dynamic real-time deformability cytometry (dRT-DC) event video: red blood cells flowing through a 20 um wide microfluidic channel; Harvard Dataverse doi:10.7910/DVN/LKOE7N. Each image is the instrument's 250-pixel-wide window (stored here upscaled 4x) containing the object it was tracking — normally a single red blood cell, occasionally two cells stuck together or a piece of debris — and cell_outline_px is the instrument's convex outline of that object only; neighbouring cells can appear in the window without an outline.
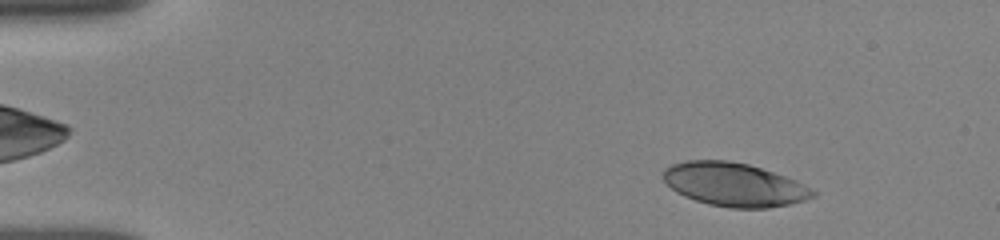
{"species": "human", "species_latin": "Homo sapiens", "temperature_condition": "room temperature", "stored_images_in_passage": 60, "camera_frame_rate_fps": 3000, "um_per_image_px": 0.085, "donor": {"sex": "female"}, "frame": {"image": 1, "passage_image": 9, "time_ms": 1.667, "image_size_px": [1000, 240], "cell_outline_px": [[816, 196], [804, 200], [788, 204], [768, 208], [732, 208], [708, 204], [684, 196], [676, 192], [664, 180], [664, 168], [672, 164], [684, 160], [728, 160], [748, 164], [796, 180], [816, 192]], "centroid_in_image_um": [62.39, 15.68], "position_along_channel_um": 22.6, "area_um2": 37.69}}
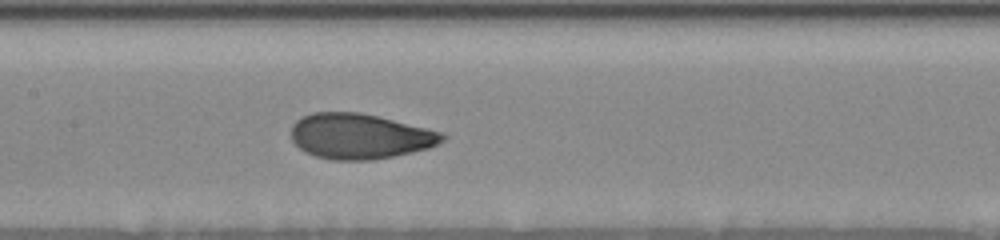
{"frame": {"image": 2, "passage_image": 39, "time_ms": 8.0, "image_size_px": [1000, 240], "cell_outline_px": [[448, 136], [444, 140], [428, 148], [412, 152], [372, 160], [332, 160], [316, 156], [304, 152], [292, 140], [292, 124], [296, 120], [312, 112], [360, 112], [428, 128], [444, 132]], "centroid_in_image_um": [30.59, 11.58], "position_along_channel_um": 176.8, "area_um2": 39.94}}
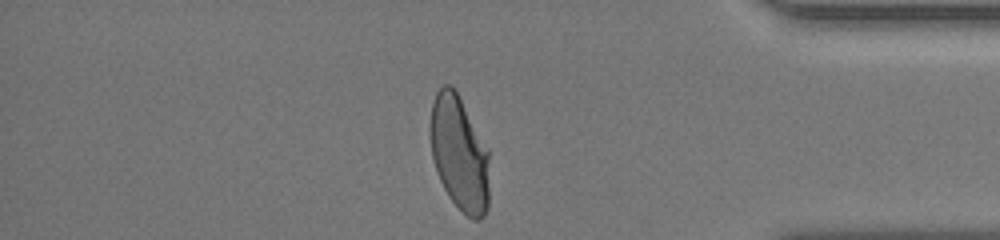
{"frame": {"image": 3, "passage_image": 59, "time_ms": 14.333, "image_size_px": [1000, 240], "cell_outline_px": [[488, 208], [484, 216], [480, 220], [472, 220], [448, 196], [436, 172], [432, 156], [428, 132], [428, 128], [432, 104], [436, 92], [444, 84], [452, 84], [488, 148]], "centroid_in_image_um": [39.01, 13.02], "position_along_channel_um": 396.2, "area_um2": 39.77}, "authors_computed_cell_mechanics": {"area_um2": 39.5352, "velocity_mm_per_s": 3.8352, "shape_relaxation_time_tau1_ms": 4.477, "shape_relaxation_time_tau2_ms": null, "deformation_change_tau1": 0.1804, "deformation_change_tau2": null}}